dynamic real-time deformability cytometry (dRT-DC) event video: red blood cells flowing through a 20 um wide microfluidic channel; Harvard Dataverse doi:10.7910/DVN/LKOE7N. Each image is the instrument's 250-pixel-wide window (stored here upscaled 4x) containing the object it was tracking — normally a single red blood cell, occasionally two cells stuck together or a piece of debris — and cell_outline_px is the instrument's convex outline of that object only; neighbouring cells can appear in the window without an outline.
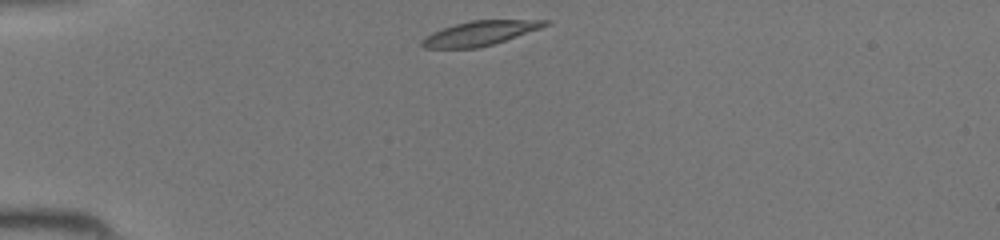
{"species": "common noctule bat (a hibernating species)", "species_latin": "Nyctalus noctula", "temperature_condition": "room temperature", "stored_images_in_passage": 35, "camera_frame_rate_fps": 3000, "um_per_image_px": 0.085, "animal": {"sex": "female", "body_mass_g": 19.5, "forearm_length_mm": 54.1}, "frame": {"image": 1, "passage_image": 1, "time_ms": 0.0, "image_size_px": [1000, 240], "cell_outline_px": [[552, 24], [492, 44], [476, 48], [424, 48], [420, 44], [420, 40], [424, 36], [432, 32], [456, 24], [472, 20], [552, 20]], "centroid_in_image_um": [40.77, 2.82], "position_along_channel_um": 44.2, "area_um2": 17.4}}
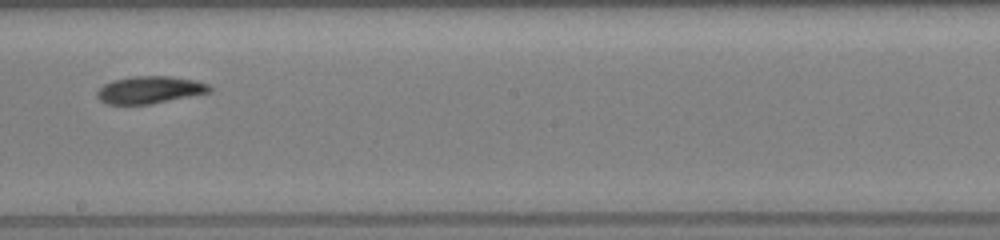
{"frame": {"image": 2, "passage_image": 16, "time_ms": 5.0, "image_size_px": [1000, 240], "cell_outline_px": [[212, 92], [148, 104], [124, 108], [108, 104], [100, 100], [96, 96], [96, 92], [104, 84], [112, 80], [132, 76], [172, 76], [196, 80], [208, 84], [212, 88]], "centroid_in_image_um": [12.67, 7.66], "position_along_channel_um": 235.5, "area_um2": 18.5}}
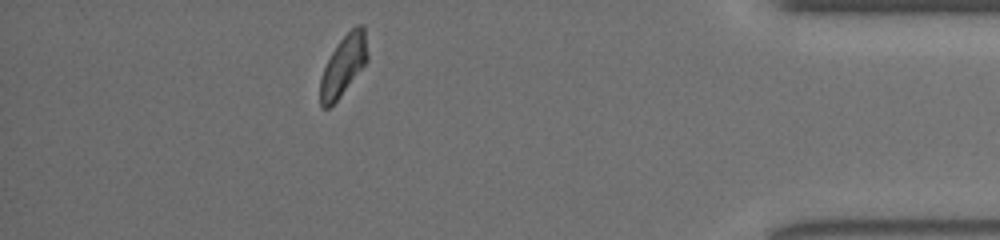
{"frame": {"image": 3, "passage_image": 30, "time_ms": 9.667, "image_size_px": [1000, 240], "cell_outline_px": [[368, 60], [340, 96], [328, 108], [320, 108], [320, 76], [332, 52], [340, 40], [356, 24], [364, 24], [368, 52]], "centroid_in_image_um": [29.19, 5.55], "position_along_channel_um": 406.0, "area_um2": 16.47}}